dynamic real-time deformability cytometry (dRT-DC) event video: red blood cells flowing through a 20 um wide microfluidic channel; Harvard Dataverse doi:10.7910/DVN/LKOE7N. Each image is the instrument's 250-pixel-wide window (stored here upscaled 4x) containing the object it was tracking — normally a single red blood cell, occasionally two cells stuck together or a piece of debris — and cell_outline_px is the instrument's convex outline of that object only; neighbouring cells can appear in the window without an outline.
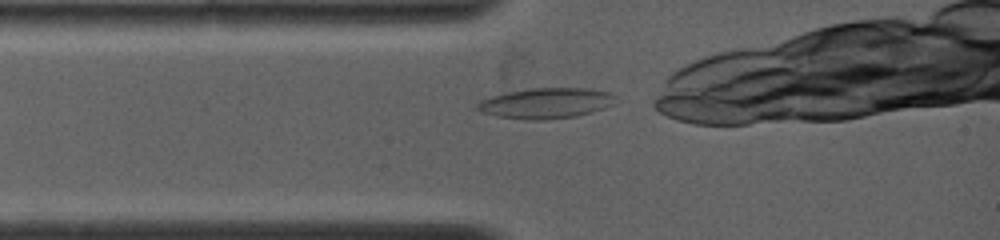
{"species": "common noctule bat (a hibernating species)", "species_latin": "Nyctalus noctula", "temperature_condition": "warm", "stored_images_in_passage": 18, "camera_frame_rate_fps": 4500, "um_per_image_px": 0.085, "animal": {"sex": "female", "body_mass_g": 19.0, "forearm_length_mm": 53.3}, "frame": {"image": 1, "passage_image": 1, "time_ms": 0.0, "image_size_px": [1000, 240], "cell_outline_px": [[616, 96], [612, 104], [604, 108], [592, 112], [576, 116], [544, 120], [528, 120], [496, 116], [484, 112], [476, 108], [476, 104], [480, 100], [504, 92], [532, 88], [588, 88], [608, 92]], "centroid_in_image_um": [46.39, 8.77], "position_along_channel_um": 38.6, "area_um2": 24.57}}
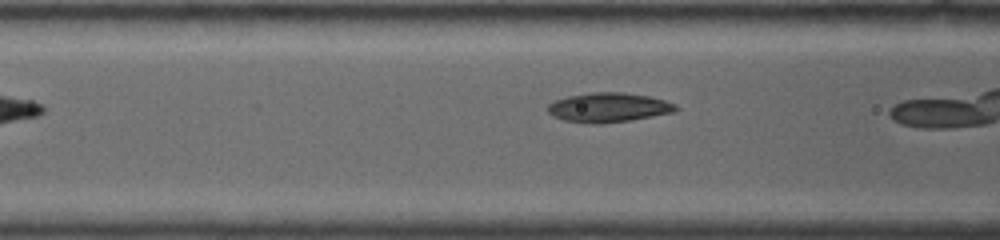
{"frame": {"image": 2, "passage_image": 7, "time_ms": 2.0, "image_size_px": [1000, 240], "cell_outline_px": [[680, 108], [672, 112], [628, 120], [564, 120], [548, 112], [548, 104], [556, 100], [568, 96], [592, 92], [624, 92], [648, 96], [664, 100], [676, 104]], "centroid_in_image_um": [51.78, 9.06], "position_along_channel_um": 114.8, "area_um2": 20.63}}
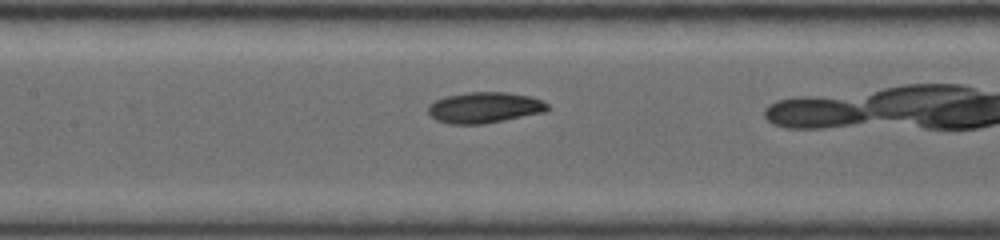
{"frame": {"image": 3, "passage_image": 11, "time_ms": 3.333, "image_size_px": [1000, 240], "cell_outline_px": [[548, 108], [544, 112], [480, 124], [452, 124], [436, 120], [428, 112], [428, 104], [444, 96], [468, 92], [508, 92], [532, 96], [544, 100], [548, 104]], "centroid_in_image_um": [41.18, 9.12], "position_along_channel_um": 166.2, "area_um2": 21.44}}